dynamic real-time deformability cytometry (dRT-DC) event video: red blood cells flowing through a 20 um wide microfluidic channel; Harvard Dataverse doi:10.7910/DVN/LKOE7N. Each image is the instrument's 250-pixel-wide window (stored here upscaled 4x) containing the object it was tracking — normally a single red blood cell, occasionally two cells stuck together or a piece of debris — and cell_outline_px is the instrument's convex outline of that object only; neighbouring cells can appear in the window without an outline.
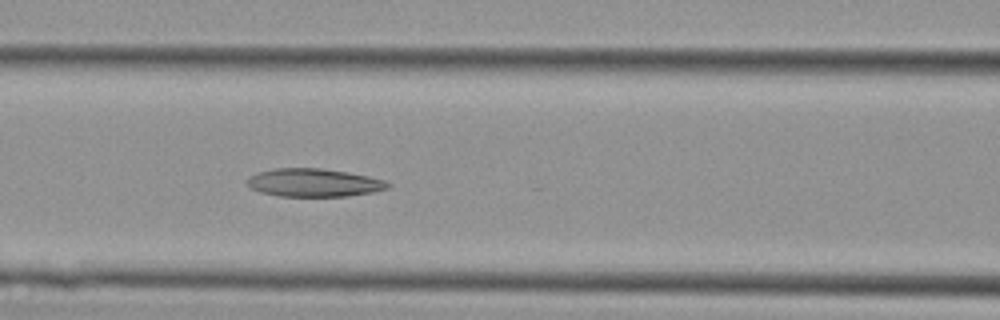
{"species": "Egyptian fruit bat (a non-hibernating species)", "species_latin": "Rousettus aegyptiacus", "temperature_condition": "cold", "stored_images_in_passage": 22, "camera_frame_rate_fps": 3000, "um_per_image_px": 0.085, "animal": {"sex": "female"}, "frame": {"image": 1, "passage_image": 18, "time_ms": 5.667, "image_size_px": [1000, 320], "cell_outline_px": [[392, 184], [388, 188], [372, 192], [348, 196], [280, 196], [260, 192], [252, 188], [248, 184], [248, 180], [252, 176], [260, 172], [276, 168], [324, 168], [348, 172], [368, 176], [384, 180]], "centroid_in_image_um": [26.73, 15.52], "position_along_channel_um": 139.9, "area_um2": 22.83}}
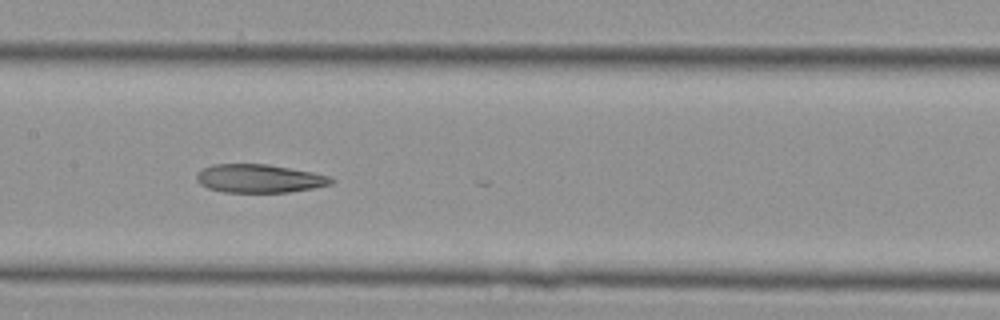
{"frame": {"image": 2, "passage_image": 21, "time_ms": 6.667, "image_size_px": [1000, 320], "cell_outline_px": [[336, 180], [332, 184], [312, 188], [288, 192], [224, 192], [208, 188], [200, 184], [196, 180], [196, 172], [212, 164], [268, 164], [312, 172], [328, 176]], "centroid_in_image_um": [22.02, 15.17], "position_along_channel_um": 185.4, "area_um2": 22.25}}